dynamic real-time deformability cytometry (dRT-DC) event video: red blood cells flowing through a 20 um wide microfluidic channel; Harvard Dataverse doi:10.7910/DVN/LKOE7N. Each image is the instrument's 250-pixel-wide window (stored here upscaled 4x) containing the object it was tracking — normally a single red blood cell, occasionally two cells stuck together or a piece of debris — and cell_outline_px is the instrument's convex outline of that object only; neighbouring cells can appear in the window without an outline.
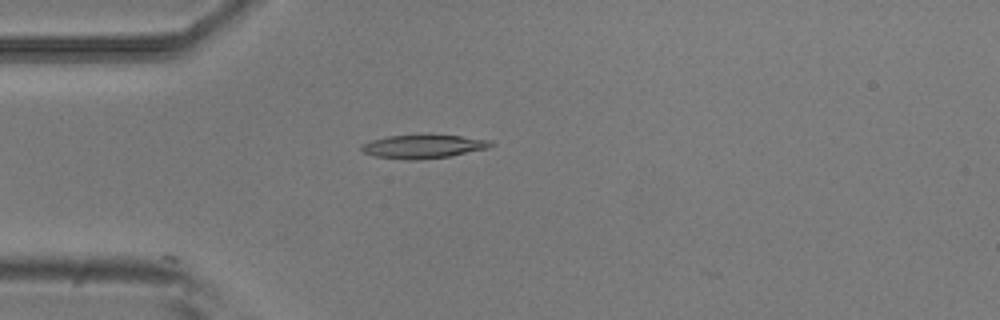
{"species": "common noctule bat (a hibernating species)", "species_latin": "Nyctalus noctula", "temperature_condition": "room temperature", "stored_images_in_passage": 3, "camera_frame_rate_fps": 3000, "um_per_image_px": 0.085, "animal": {"sex": "male", "body_mass_g": 20.5, "forearm_length_mm": 52.5}, "frame": {"image": 1, "passage_image": 3, "time_ms": 0.667, "image_size_px": [1000, 320], "cell_outline_px": [[496, 144], [488, 148], [448, 156], [416, 160], [408, 160], [376, 156], [364, 152], [360, 148], [360, 144], [372, 140], [388, 136], [428, 132], [492, 140]], "centroid_in_image_um": [36.0, 12.4], "position_along_channel_um": 49.0, "area_um2": 18.38}}